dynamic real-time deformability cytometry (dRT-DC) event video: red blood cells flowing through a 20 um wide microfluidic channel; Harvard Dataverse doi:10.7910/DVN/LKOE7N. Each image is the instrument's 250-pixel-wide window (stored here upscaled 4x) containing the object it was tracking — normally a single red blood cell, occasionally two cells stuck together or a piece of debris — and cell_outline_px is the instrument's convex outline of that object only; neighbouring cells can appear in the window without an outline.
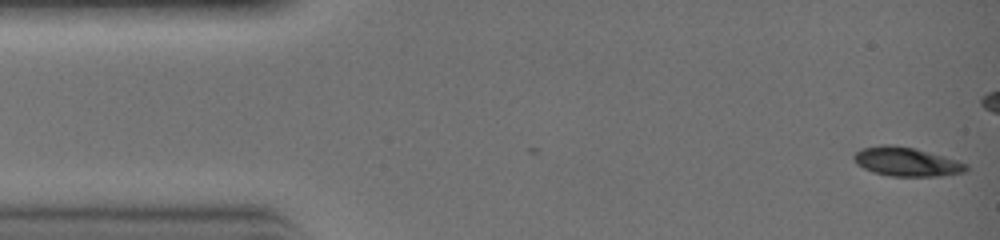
{"species": "common noctule bat (a hibernating species)", "species_latin": "Nyctalus noctula", "temperature_condition": "warm", "stored_images_in_passage": 9, "camera_frame_rate_fps": 3000, "um_per_image_px": 0.085, "animal": {"sex": "female", "body_mass_g": 19.0, "forearm_length_mm": 51.5}, "frame": {"image": 1, "passage_image": 1, "time_ms": 0.0, "image_size_px": [1000, 240], "cell_outline_px": [[968, 168], [964, 172], [940, 176], [888, 176], [872, 172], [856, 164], [852, 160], [852, 156], [860, 148], [880, 144], [896, 144], [916, 148], [944, 156], [968, 164]], "centroid_in_image_um": [77.0, 13.73], "position_along_channel_um": 8.0, "area_um2": 19.31}}